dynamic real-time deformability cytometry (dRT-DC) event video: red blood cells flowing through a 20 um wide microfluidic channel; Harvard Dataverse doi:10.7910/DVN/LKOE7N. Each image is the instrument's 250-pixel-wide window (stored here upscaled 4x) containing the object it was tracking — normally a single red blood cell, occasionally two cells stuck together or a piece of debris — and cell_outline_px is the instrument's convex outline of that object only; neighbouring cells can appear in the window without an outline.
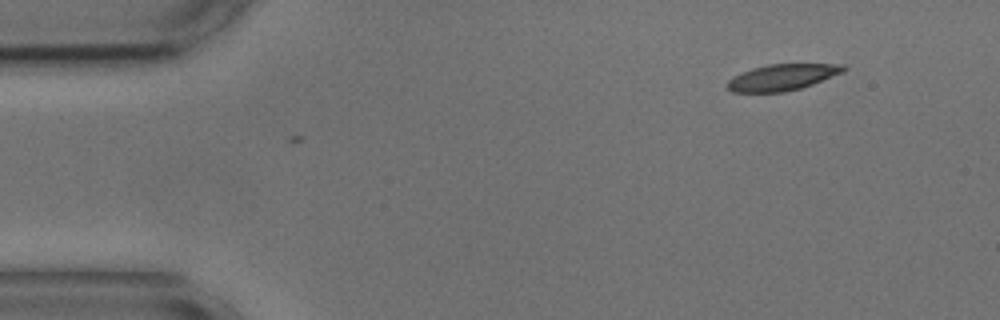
{"species": "common noctule bat (a hibernating species)", "species_latin": "Nyctalus noctula", "temperature_condition": "cold", "stored_images_in_passage": 3, "camera_frame_rate_fps": 3000, "um_per_image_px": 0.085, "animal": {"sex": "male", "body_mass_g": 17.9, "forearm_length_mm": 54.2}, "frame": {"image": 1, "passage_image": 1, "time_ms": 0.0, "image_size_px": [1000, 320], "cell_outline_px": [[848, 68], [844, 72], [812, 84], [800, 88], [784, 92], [732, 92], [728, 88], [728, 80], [752, 68], [768, 64], [844, 64]], "centroid_in_image_um": [66.54, 6.56], "position_along_channel_um": 18.5, "area_um2": 17.57}}